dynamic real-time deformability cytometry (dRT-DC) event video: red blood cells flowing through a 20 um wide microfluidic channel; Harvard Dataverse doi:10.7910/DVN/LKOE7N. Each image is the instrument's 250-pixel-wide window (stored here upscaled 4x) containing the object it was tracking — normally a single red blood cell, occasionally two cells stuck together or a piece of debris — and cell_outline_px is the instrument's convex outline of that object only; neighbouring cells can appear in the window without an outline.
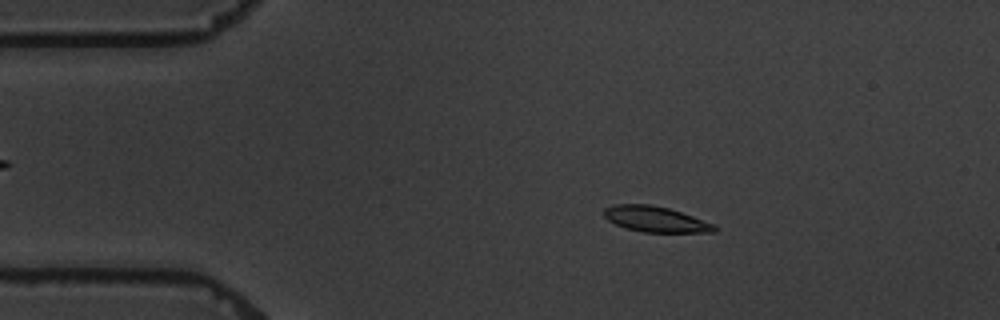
{"species": "common noctule bat (a hibernating species)", "species_latin": "Nyctalus noctula", "temperature_condition": "warm", "stored_images_in_passage": 5, "camera_frame_rate_fps": 3000, "um_per_image_px": 0.085, "animal": {"sex": "male", "body_mass_g": 19.5, "forearm_length_mm": 54.6}, "frame": {"image": 1, "passage_image": 2, "time_ms": 1.333, "image_size_px": [1000, 320], "cell_outline_px": [[716, 232], [644, 232], [628, 228], [616, 224], [608, 220], [604, 216], [604, 208], [612, 204], [648, 204], [668, 208], [716, 224]], "centroid_in_image_um": [55.72, 18.62], "position_along_channel_um": 29.3, "area_um2": 16.36}}
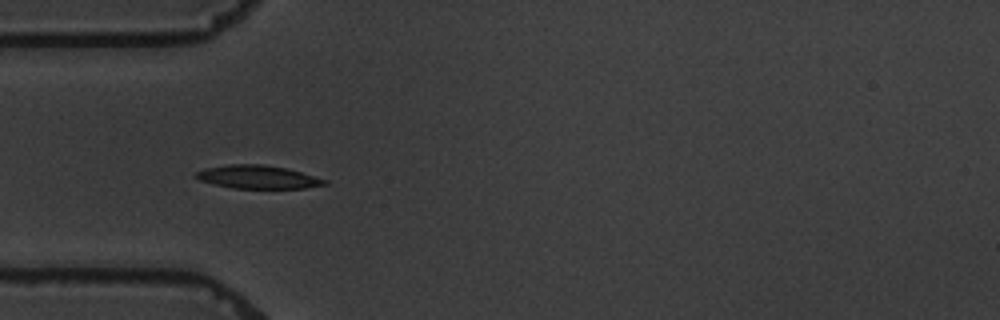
{"frame": {"image": 2, "passage_image": 4, "time_ms": 3.667, "image_size_px": [1000, 320], "cell_outline_px": [[328, 184], [304, 188], [232, 188], [200, 180], [196, 176], [196, 172], [204, 168], [228, 164], [264, 164], [284, 168], [300, 172], [328, 180]], "centroid_in_image_um": [21.92, 15.04], "position_along_channel_um": 63.1, "area_um2": 17.22}}
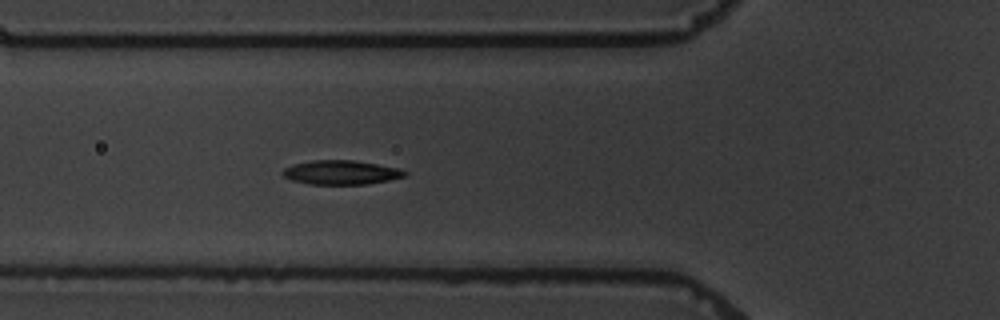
{"frame": {"image": 3, "passage_image": 5, "time_ms": 4.667, "image_size_px": [1000, 320], "cell_outline_px": [[408, 176], [368, 184], [308, 184], [292, 180], [284, 176], [280, 172], [284, 168], [292, 164], [312, 160], [352, 160], [400, 168], [408, 172]], "centroid_in_image_um": [28.99, 14.65], "position_along_channel_um": 96.8, "area_um2": 17.28}}